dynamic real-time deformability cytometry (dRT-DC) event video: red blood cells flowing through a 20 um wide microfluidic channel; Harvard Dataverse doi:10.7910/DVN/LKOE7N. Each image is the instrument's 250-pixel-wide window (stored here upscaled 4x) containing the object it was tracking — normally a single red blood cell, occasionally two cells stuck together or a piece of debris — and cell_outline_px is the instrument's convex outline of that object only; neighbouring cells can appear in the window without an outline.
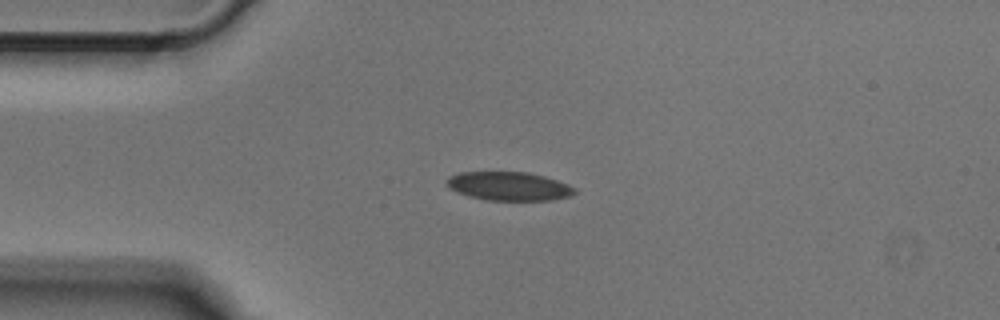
{"species": "Egyptian fruit bat (a non-hibernating species)", "species_latin": "Rousettus aegyptiacus", "temperature_condition": "cold", "stored_images_in_passage": 39, "camera_frame_rate_fps": 3000, "um_per_image_px": 0.085, "animal": {"sex": "male"}, "frame": {"image": 1, "passage_image": 1, "time_ms": 0.0, "image_size_px": [1000, 320], "cell_outline_px": [[576, 192], [568, 196], [552, 200], [488, 200], [468, 196], [456, 192], [448, 184], [448, 176], [456, 172], [528, 172], [544, 176], [568, 184], [576, 188]], "centroid_in_image_um": [43.26, 15.82], "position_along_channel_um": 41.7, "area_um2": 21.27}}
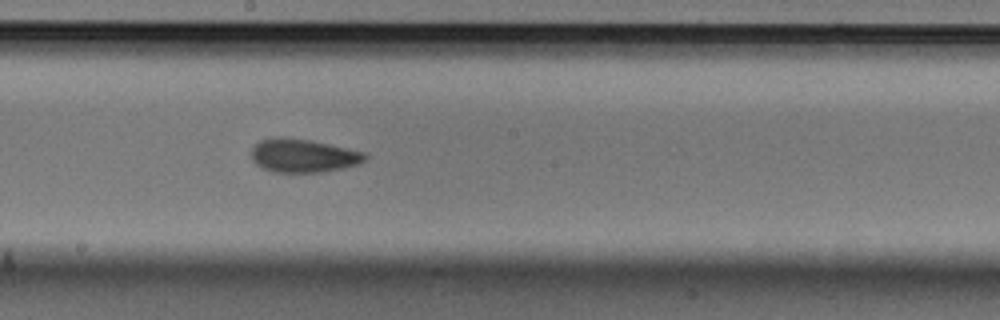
{"frame": {"image": 2, "passage_image": 16, "time_ms": 5.0, "image_size_px": [1000, 320], "cell_outline_px": [[368, 160], [360, 164], [344, 168], [320, 172], [272, 172], [256, 164], [252, 160], [252, 148], [260, 140], [276, 136], [280, 136], [308, 140], [368, 152]], "centroid_in_image_um": [25.82, 13.23], "position_along_channel_um": 222.4, "area_um2": 22.37}}
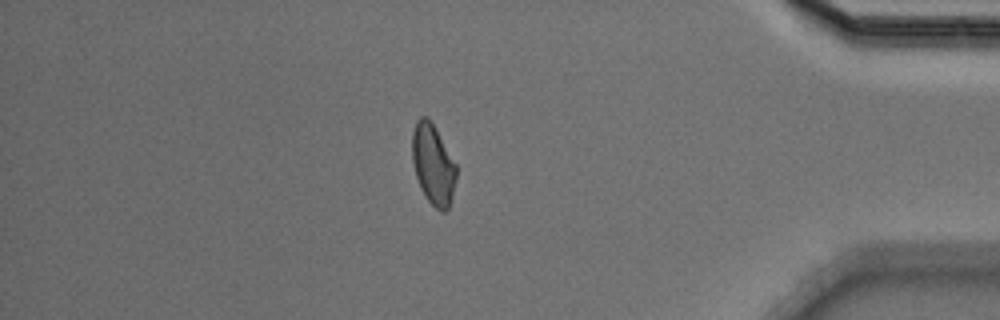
{"frame": {"image": 3, "passage_image": 32, "time_ms": 10.333, "image_size_px": [1000, 320], "cell_outline_px": [[456, 180], [452, 196], [448, 208], [444, 212], [440, 212], [428, 200], [416, 176], [412, 160], [412, 132], [416, 120], [420, 116], [428, 116], [436, 128], [456, 164]], "centroid_in_image_um": [36.81, 13.93], "position_along_channel_um": 398.4, "area_um2": 20.58}}